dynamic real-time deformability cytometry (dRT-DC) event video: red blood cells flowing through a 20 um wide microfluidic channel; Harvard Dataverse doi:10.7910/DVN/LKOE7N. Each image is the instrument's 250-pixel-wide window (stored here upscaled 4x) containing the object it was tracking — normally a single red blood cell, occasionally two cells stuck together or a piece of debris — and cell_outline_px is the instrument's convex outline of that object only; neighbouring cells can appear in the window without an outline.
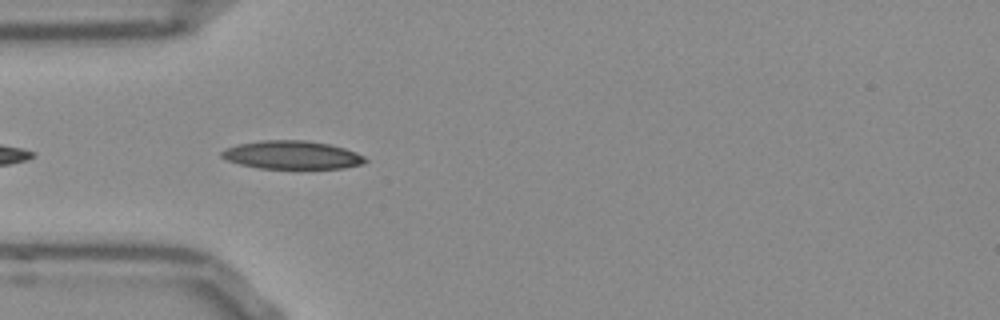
{"species": "Egyptian fruit bat (a non-hibernating species)", "species_latin": "Rousettus aegyptiacus", "temperature_condition": "room temperature", "stored_images_in_passage": 15, "camera_frame_rate_fps": 3000, "um_per_image_px": 0.085, "frame": {"image": 1, "passage_image": 3, "time_ms": 0.667, "image_size_px": [1000, 320], "cell_outline_px": [[368, 160], [360, 164], [340, 168], [260, 168], [240, 164], [228, 160], [220, 156], [220, 152], [224, 148], [240, 144], [260, 140], [304, 140], [332, 144], [356, 152], [364, 156]], "centroid_in_image_um": [24.8, 13.16], "position_along_channel_um": 60.2, "area_um2": 23.52}}
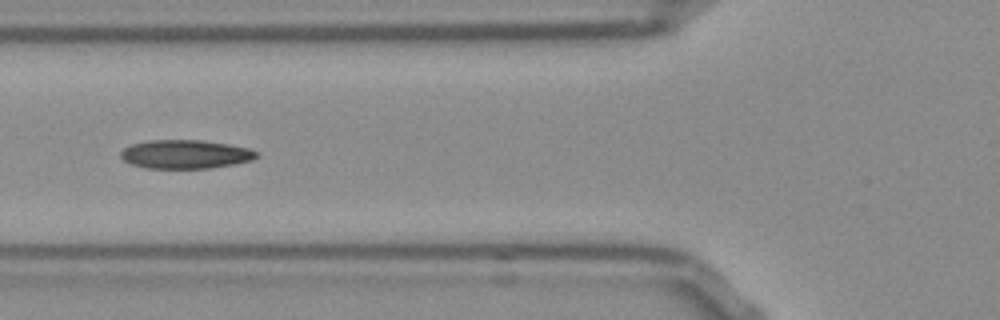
{"frame": {"image": 2, "passage_image": 7, "time_ms": 2.0, "image_size_px": [1000, 320], "cell_outline_px": [[260, 156], [252, 160], [232, 164], [208, 168], [148, 168], [132, 164], [124, 160], [120, 156], [120, 152], [124, 148], [132, 144], [148, 140], [204, 140], [228, 144], [248, 148], [260, 152]], "centroid_in_image_um": [15.78, 13.1], "position_along_channel_um": 110.0, "area_um2": 22.72}}